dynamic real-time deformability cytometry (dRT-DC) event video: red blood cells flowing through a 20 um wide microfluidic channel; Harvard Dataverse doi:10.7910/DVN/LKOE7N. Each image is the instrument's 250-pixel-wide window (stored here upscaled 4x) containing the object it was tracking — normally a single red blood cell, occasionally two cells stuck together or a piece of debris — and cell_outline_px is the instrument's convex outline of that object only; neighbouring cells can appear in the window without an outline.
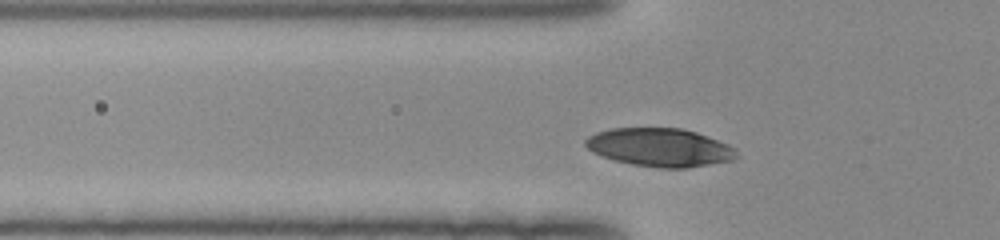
{"species": "human", "species_latin": "Homo sapiens", "temperature_condition": "room temperature", "stored_images_in_passage": 31, "camera_frame_rate_fps": 3000, "um_per_image_px": 0.085, "donor": {"sex": "female"}, "frame": {"image": 1, "passage_image": 6, "time_ms": 1.667, "image_size_px": [1000, 240], "cell_outline_px": [[736, 156], [732, 160], [688, 168], [656, 168], [632, 164], [616, 160], [592, 152], [584, 144], [584, 140], [588, 136], [596, 132], [612, 128], [680, 128], [696, 132], [728, 144], [736, 152]], "centroid_in_image_um": [56.05, 12.53], "position_along_channel_um": 69.7, "area_um2": 33.52}}
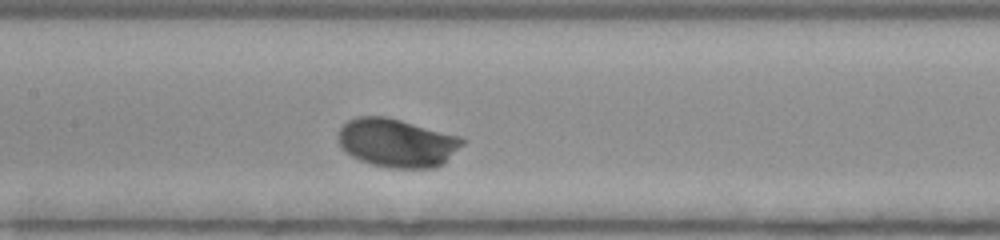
{"frame": {"image": 2, "passage_image": 14, "time_ms": 4.333, "image_size_px": [1000, 240], "cell_outline_px": [[468, 140], [444, 164], [436, 168], [388, 168], [372, 164], [360, 160], [344, 152], [336, 140], [340, 128], [348, 120], [356, 116], [384, 116], [400, 120], [460, 136]], "centroid_in_image_um": [33.74, 12.15], "position_along_channel_um": 173.7, "area_um2": 35.49}}
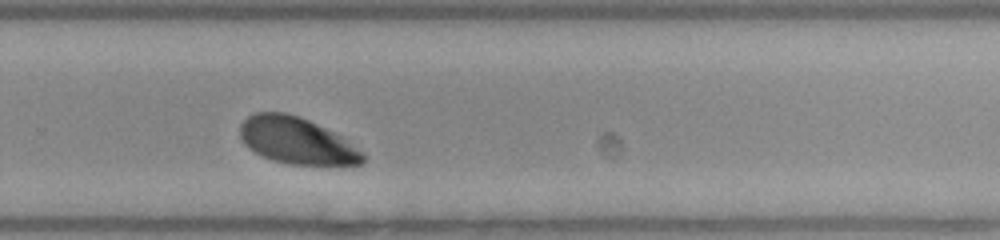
{"frame": {"image": 3, "passage_image": 24, "time_ms": 7.667, "image_size_px": [1000, 240], "cell_outline_px": [[364, 160], [360, 164], [288, 164], [272, 160], [248, 148], [244, 144], [240, 136], [240, 124], [248, 116], [256, 112], [284, 112], [308, 120], [340, 136], [364, 152]], "centroid_in_image_um": [25.18, 11.95], "position_along_channel_um": 304.6, "area_um2": 32.83}, "authors_computed_cell_mechanics": {"area_um2": 33.9864, "velocity_mm_per_s": 3.9416, "shape_relaxation_time_tau1_ms": 1.3036, "shape_relaxation_time_tau2_ms": null, "deformation_change_tau1": 0.131, "deformation_change_tau2": null}}